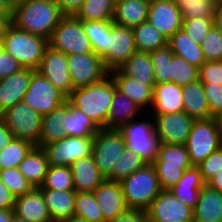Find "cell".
<instances>
[{"label": "cell", "instance_id": "1", "mask_svg": "<svg viewBox=\"0 0 222 222\" xmlns=\"http://www.w3.org/2000/svg\"><path fill=\"white\" fill-rule=\"evenodd\" d=\"M63 16L53 0H23L12 7L11 22L20 30L48 40Z\"/></svg>", "mask_w": 222, "mask_h": 222}, {"label": "cell", "instance_id": "2", "mask_svg": "<svg viewBox=\"0 0 222 222\" xmlns=\"http://www.w3.org/2000/svg\"><path fill=\"white\" fill-rule=\"evenodd\" d=\"M117 86L110 74L98 83L71 91L67 100L100 128L106 129L109 108Z\"/></svg>", "mask_w": 222, "mask_h": 222}, {"label": "cell", "instance_id": "3", "mask_svg": "<svg viewBox=\"0 0 222 222\" xmlns=\"http://www.w3.org/2000/svg\"><path fill=\"white\" fill-rule=\"evenodd\" d=\"M1 46L17 59L24 69L37 70L48 47V40L11 24L2 38Z\"/></svg>", "mask_w": 222, "mask_h": 222}, {"label": "cell", "instance_id": "4", "mask_svg": "<svg viewBox=\"0 0 222 222\" xmlns=\"http://www.w3.org/2000/svg\"><path fill=\"white\" fill-rule=\"evenodd\" d=\"M128 209L147 211L161 192L158 176L151 163L120 182Z\"/></svg>", "mask_w": 222, "mask_h": 222}, {"label": "cell", "instance_id": "5", "mask_svg": "<svg viewBox=\"0 0 222 222\" xmlns=\"http://www.w3.org/2000/svg\"><path fill=\"white\" fill-rule=\"evenodd\" d=\"M193 166L222 146V131L215 117L195 120L185 143Z\"/></svg>", "mask_w": 222, "mask_h": 222}, {"label": "cell", "instance_id": "6", "mask_svg": "<svg viewBox=\"0 0 222 222\" xmlns=\"http://www.w3.org/2000/svg\"><path fill=\"white\" fill-rule=\"evenodd\" d=\"M51 49L65 55L94 53L82 21L74 15H64L48 39Z\"/></svg>", "mask_w": 222, "mask_h": 222}, {"label": "cell", "instance_id": "7", "mask_svg": "<svg viewBox=\"0 0 222 222\" xmlns=\"http://www.w3.org/2000/svg\"><path fill=\"white\" fill-rule=\"evenodd\" d=\"M119 131L125 139L127 149L147 163H152L156 159L160 143L154 130V121H140V118H136L123 125Z\"/></svg>", "mask_w": 222, "mask_h": 222}, {"label": "cell", "instance_id": "8", "mask_svg": "<svg viewBox=\"0 0 222 222\" xmlns=\"http://www.w3.org/2000/svg\"><path fill=\"white\" fill-rule=\"evenodd\" d=\"M14 138L39 144L41 137L42 116L26 103L19 102L0 115Z\"/></svg>", "mask_w": 222, "mask_h": 222}, {"label": "cell", "instance_id": "9", "mask_svg": "<svg viewBox=\"0 0 222 222\" xmlns=\"http://www.w3.org/2000/svg\"><path fill=\"white\" fill-rule=\"evenodd\" d=\"M125 149V139L117 129L102 128L94 135L91 155L105 179L111 174L113 164H117Z\"/></svg>", "mask_w": 222, "mask_h": 222}, {"label": "cell", "instance_id": "10", "mask_svg": "<svg viewBox=\"0 0 222 222\" xmlns=\"http://www.w3.org/2000/svg\"><path fill=\"white\" fill-rule=\"evenodd\" d=\"M66 101L67 96L37 70L31 74L29 87L23 98L24 103L44 116Z\"/></svg>", "mask_w": 222, "mask_h": 222}, {"label": "cell", "instance_id": "11", "mask_svg": "<svg viewBox=\"0 0 222 222\" xmlns=\"http://www.w3.org/2000/svg\"><path fill=\"white\" fill-rule=\"evenodd\" d=\"M94 137L65 136L48 143L44 149L49 166H70L74 161L91 156Z\"/></svg>", "mask_w": 222, "mask_h": 222}, {"label": "cell", "instance_id": "12", "mask_svg": "<svg viewBox=\"0 0 222 222\" xmlns=\"http://www.w3.org/2000/svg\"><path fill=\"white\" fill-rule=\"evenodd\" d=\"M73 90L98 83L109 75L102 58L95 53L67 55Z\"/></svg>", "mask_w": 222, "mask_h": 222}, {"label": "cell", "instance_id": "13", "mask_svg": "<svg viewBox=\"0 0 222 222\" xmlns=\"http://www.w3.org/2000/svg\"><path fill=\"white\" fill-rule=\"evenodd\" d=\"M136 51L132 28L114 24L111 20V32L107 34L106 54L102 57L105 68L109 72L118 69Z\"/></svg>", "mask_w": 222, "mask_h": 222}, {"label": "cell", "instance_id": "14", "mask_svg": "<svg viewBox=\"0 0 222 222\" xmlns=\"http://www.w3.org/2000/svg\"><path fill=\"white\" fill-rule=\"evenodd\" d=\"M159 143L185 145L193 122L185 112L152 114Z\"/></svg>", "mask_w": 222, "mask_h": 222}, {"label": "cell", "instance_id": "15", "mask_svg": "<svg viewBox=\"0 0 222 222\" xmlns=\"http://www.w3.org/2000/svg\"><path fill=\"white\" fill-rule=\"evenodd\" d=\"M146 212L149 222L193 221V209L179 201L170 190L162 189Z\"/></svg>", "mask_w": 222, "mask_h": 222}, {"label": "cell", "instance_id": "16", "mask_svg": "<svg viewBox=\"0 0 222 222\" xmlns=\"http://www.w3.org/2000/svg\"><path fill=\"white\" fill-rule=\"evenodd\" d=\"M37 71L67 97L71 94L73 86L68 69L67 55L48 46Z\"/></svg>", "mask_w": 222, "mask_h": 222}, {"label": "cell", "instance_id": "17", "mask_svg": "<svg viewBox=\"0 0 222 222\" xmlns=\"http://www.w3.org/2000/svg\"><path fill=\"white\" fill-rule=\"evenodd\" d=\"M147 22L169 39L182 29L183 19L176 1L164 0L150 3Z\"/></svg>", "mask_w": 222, "mask_h": 222}, {"label": "cell", "instance_id": "18", "mask_svg": "<svg viewBox=\"0 0 222 222\" xmlns=\"http://www.w3.org/2000/svg\"><path fill=\"white\" fill-rule=\"evenodd\" d=\"M93 194L104 222H111L116 216L128 210L120 182L105 179Z\"/></svg>", "mask_w": 222, "mask_h": 222}, {"label": "cell", "instance_id": "19", "mask_svg": "<svg viewBox=\"0 0 222 222\" xmlns=\"http://www.w3.org/2000/svg\"><path fill=\"white\" fill-rule=\"evenodd\" d=\"M35 70L22 69L20 72L0 80V115L7 109L23 101L31 74Z\"/></svg>", "mask_w": 222, "mask_h": 222}, {"label": "cell", "instance_id": "20", "mask_svg": "<svg viewBox=\"0 0 222 222\" xmlns=\"http://www.w3.org/2000/svg\"><path fill=\"white\" fill-rule=\"evenodd\" d=\"M14 215L25 222H52L43 194L38 188L15 199Z\"/></svg>", "mask_w": 222, "mask_h": 222}, {"label": "cell", "instance_id": "21", "mask_svg": "<svg viewBox=\"0 0 222 222\" xmlns=\"http://www.w3.org/2000/svg\"><path fill=\"white\" fill-rule=\"evenodd\" d=\"M115 81L117 90L129 97L143 111L150 109L153 101V88L155 85H145V82L134 80L124 75L119 69L109 72Z\"/></svg>", "mask_w": 222, "mask_h": 222}, {"label": "cell", "instance_id": "22", "mask_svg": "<svg viewBox=\"0 0 222 222\" xmlns=\"http://www.w3.org/2000/svg\"><path fill=\"white\" fill-rule=\"evenodd\" d=\"M151 110L153 114L183 111L182 87L172 82L156 83L153 88Z\"/></svg>", "mask_w": 222, "mask_h": 222}, {"label": "cell", "instance_id": "23", "mask_svg": "<svg viewBox=\"0 0 222 222\" xmlns=\"http://www.w3.org/2000/svg\"><path fill=\"white\" fill-rule=\"evenodd\" d=\"M70 168L75 192H93L105 180L92 155L74 161Z\"/></svg>", "mask_w": 222, "mask_h": 222}, {"label": "cell", "instance_id": "24", "mask_svg": "<svg viewBox=\"0 0 222 222\" xmlns=\"http://www.w3.org/2000/svg\"><path fill=\"white\" fill-rule=\"evenodd\" d=\"M206 185L198 166L184 170L181 179L169 190L184 205L195 208L201 189Z\"/></svg>", "mask_w": 222, "mask_h": 222}, {"label": "cell", "instance_id": "25", "mask_svg": "<svg viewBox=\"0 0 222 222\" xmlns=\"http://www.w3.org/2000/svg\"><path fill=\"white\" fill-rule=\"evenodd\" d=\"M194 222H222V192L205 185L193 209Z\"/></svg>", "mask_w": 222, "mask_h": 222}, {"label": "cell", "instance_id": "26", "mask_svg": "<svg viewBox=\"0 0 222 222\" xmlns=\"http://www.w3.org/2000/svg\"><path fill=\"white\" fill-rule=\"evenodd\" d=\"M44 197L52 222H59L74 217L75 196L74 190L56 191L39 189Z\"/></svg>", "mask_w": 222, "mask_h": 222}, {"label": "cell", "instance_id": "27", "mask_svg": "<svg viewBox=\"0 0 222 222\" xmlns=\"http://www.w3.org/2000/svg\"><path fill=\"white\" fill-rule=\"evenodd\" d=\"M148 0H116L113 23L134 28L147 21Z\"/></svg>", "mask_w": 222, "mask_h": 222}, {"label": "cell", "instance_id": "28", "mask_svg": "<svg viewBox=\"0 0 222 222\" xmlns=\"http://www.w3.org/2000/svg\"><path fill=\"white\" fill-rule=\"evenodd\" d=\"M144 113L129 97L116 90L109 108L106 129L119 130L123 125Z\"/></svg>", "mask_w": 222, "mask_h": 222}, {"label": "cell", "instance_id": "29", "mask_svg": "<svg viewBox=\"0 0 222 222\" xmlns=\"http://www.w3.org/2000/svg\"><path fill=\"white\" fill-rule=\"evenodd\" d=\"M182 100L183 112L194 120L211 117L203 84L199 79L182 87Z\"/></svg>", "mask_w": 222, "mask_h": 222}, {"label": "cell", "instance_id": "30", "mask_svg": "<svg viewBox=\"0 0 222 222\" xmlns=\"http://www.w3.org/2000/svg\"><path fill=\"white\" fill-rule=\"evenodd\" d=\"M48 167V158L44 149L34 146L17 168L34 188H38L44 182Z\"/></svg>", "mask_w": 222, "mask_h": 222}, {"label": "cell", "instance_id": "31", "mask_svg": "<svg viewBox=\"0 0 222 222\" xmlns=\"http://www.w3.org/2000/svg\"><path fill=\"white\" fill-rule=\"evenodd\" d=\"M168 45L174 55L184 58L198 69L206 62L201 45L194 42L184 29H180L172 35L168 39Z\"/></svg>", "mask_w": 222, "mask_h": 222}, {"label": "cell", "instance_id": "32", "mask_svg": "<svg viewBox=\"0 0 222 222\" xmlns=\"http://www.w3.org/2000/svg\"><path fill=\"white\" fill-rule=\"evenodd\" d=\"M66 136L94 137L100 128L87 115L66 101V117L62 125Z\"/></svg>", "mask_w": 222, "mask_h": 222}, {"label": "cell", "instance_id": "33", "mask_svg": "<svg viewBox=\"0 0 222 222\" xmlns=\"http://www.w3.org/2000/svg\"><path fill=\"white\" fill-rule=\"evenodd\" d=\"M118 69L136 81L145 82V85L156 84L150 53L136 51Z\"/></svg>", "mask_w": 222, "mask_h": 222}, {"label": "cell", "instance_id": "34", "mask_svg": "<svg viewBox=\"0 0 222 222\" xmlns=\"http://www.w3.org/2000/svg\"><path fill=\"white\" fill-rule=\"evenodd\" d=\"M66 117V102L49 114L42 116L41 137L38 147H43L48 143L56 142L66 136L64 128V118Z\"/></svg>", "mask_w": 222, "mask_h": 222}, {"label": "cell", "instance_id": "35", "mask_svg": "<svg viewBox=\"0 0 222 222\" xmlns=\"http://www.w3.org/2000/svg\"><path fill=\"white\" fill-rule=\"evenodd\" d=\"M132 30L135 47L139 52L150 53L168 44V39L147 21Z\"/></svg>", "mask_w": 222, "mask_h": 222}, {"label": "cell", "instance_id": "36", "mask_svg": "<svg viewBox=\"0 0 222 222\" xmlns=\"http://www.w3.org/2000/svg\"><path fill=\"white\" fill-rule=\"evenodd\" d=\"M116 0H85L75 15L81 21L113 20Z\"/></svg>", "mask_w": 222, "mask_h": 222}, {"label": "cell", "instance_id": "37", "mask_svg": "<svg viewBox=\"0 0 222 222\" xmlns=\"http://www.w3.org/2000/svg\"><path fill=\"white\" fill-rule=\"evenodd\" d=\"M152 165L192 167L185 145L159 144L156 159Z\"/></svg>", "mask_w": 222, "mask_h": 222}, {"label": "cell", "instance_id": "38", "mask_svg": "<svg viewBox=\"0 0 222 222\" xmlns=\"http://www.w3.org/2000/svg\"><path fill=\"white\" fill-rule=\"evenodd\" d=\"M148 164L144 159L129 149L119 156L117 164H113L111 174L106 178L110 181L121 182L129 177L132 173L142 169Z\"/></svg>", "mask_w": 222, "mask_h": 222}, {"label": "cell", "instance_id": "39", "mask_svg": "<svg viewBox=\"0 0 222 222\" xmlns=\"http://www.w3.org/2000/svg\"><path fill=\"white\" fill-rule=\"evenodd\" d=\"M33 147L29 141L13 138L8 145L0 149V170L17 168Z\"/></svg>", "mask_w": 222, "mask_h": 222}, {"label": "cell", "instance_id": "40", "mask_svg": "<svg viewBox=\"0 0 222 222\" xmlns=\"http://www.w3.org/2000/svg\"><path fill=\"white\" fill-rule=\"evenodd\" d=\"M82 27L90 39L93 52L102 58L106 54L107 34L111 32V20L82 21Z\"/></svg>", "mask_w": 222, "mask_h": 222}, {"label": "cell", "instance_id": "41", "mask_svg": "<svg viewBox=\"0 0 222 222\" xmlns=\"http://www.w3.org/2000/svg\"><path fill=\"white\" fill-rule=\"evenodd\" d=\"M181 10L182 19L199 17L200 19H214L217 0H175Z\"/></svg>", "mask_w": 222, "mask_h": 222}, {"label": "cell", "instance_id": "42", "mask_svg": "<svg viewBox=\"0 0 222 222\" xmlns=\"http://www.w3.org/2000/svg\"><path fill=\"white\" fill-rule=\"evenodd\" d=\"M74 217L87 222H104L93 192H76Z\"/></svg>", "mask_w": 222, "mask_h": 222}, {"label": "cell", "instance_id": "43", "mask_svg": "<svg viewBox=\"0 0 222 222\" xmlns=\"http://www.w3.org/2000/svg\"><path fill=\"white\" fill-rule=\"evenodd\" d=\"M38 189L74 190L70 166H49L44 182Z\"/></svg>", "mask_w": 222, "mask_h": 222}, {"label": "cell", "instance_id": "44", "mask_svg": "<svg viewBox=\"0 0 222 222\" xmlns=\"http://www.w3.org/2000/svg\"><path fill=\"white\" fill-rule=\"evenodd\" d=\"M171 82L183 87L199 79V69L184 58L172 55L170 63Z\"/></svg>", "mask_w": 222, "mask_h": 222}, {"label": "cell", "instance_id": "45", "mask_svg": "<svg viewBox=\"0 0 222 222\" xmlns=\"http://www.w3.org/2000/svg\"><path fill=\"white\" fill-rule=\"evenodd\" d=\"M172 55L173 53L168 44L150 52L156 83L171 82L170 63L172 61Z\"/></svg>", "mask_w": 222, "mask_h": 222}, {"label": "cell", "instance_id": "46", "mask_svg": "<svg viewBox=\"0 0 222 222\" xmlns=\"http://www.w3.org/2000/svg\"><path fill=\"white\" fill-rule=\"evenodd\" d=\"M0 179L16 198L34 189L33 185L21 174L18 168L0 170Z\"/></svg>", "mask_w": 222, "mask_h": 222}, {"label": "cell", "instance_id": "47", "mask_svg": "<svg viewBox=\"0 0 222 222\" xmlns=\"http://www.w3.org/2000/svg\"><path fill=\"white\" fill-rule=\"evenodd\" d=\"M200 45L206 61H222V33L215 26Z\"/></svg>", "mask_w": 222, "mask_h": 222}, {"label": "cell", "instance_id": "48", "mask_svg": "<svg viewBox=\"0 0 222 222\" xmlns=\"http://www.w3.org/2000/svg\"><path fill=\"white\" fill-rule=\"evenodd\" d=\"M213 26L214 19H200L196 17L183 19L182 29L185 30L194 42L201 44Z\"/></svg>", "mask_w": 222, "mask_h": 222}, {"label": "cell", "instance_id": "49", "mask_svg": "<svg viewBox=\"0 0 222 222\" xmlns=\"http://www.w3.org/2000/svg\"><path fill=\"white\" fill-rule=\"evenodd\" d=\"M161 189L169 190L181 179L184 170L190 167H172L165 165H153Z\"/></svg>", "mask_w": 222, "mask_h": 222}, {"label": "cell", "instance_id": "50", "mask_svg": "<svg viewBox=\"0 0 222 222\" xmlns=\"http://www.w3.org/2000/svg\"><path fill=\"white\" fill-rule=\"evenodd\" d=\"M202 179L207 183L216 173L222 171V146L198 165Z\"/></svg>", "mask_w": 222, "mask_h": 222}, {"label": "cell", "instance_id": "51", "mask_svg": "<svg viewBox=\"0 0 222 222\" xmlns=\"http://www.w3.org/2000/svg\"><path fill=\"white\" fill-rule=\"evenodd\" d=\"M199 80L202 84L222 85V61H206L199 68Z\"/></svg>", "mask_w": 222, "mask_h": 222}, {"label": "cell", "instance_id": "52", "mask_svg": "<svg viewBox=\"0 0 222 222\" xmlns=\"http://www.w3.org/2000/svg\"><path fill=\"white\" fill-rule=\"evenodd\" d=\"M203 88L211 117H215L222 110V85L215 83L203 84Z\"/></svg>", "mask_w": 222, "mask_h": 222}, {"label": "cell", "instance_id": "53", "mask_svg": "<svg viewBox=\"0 0 222 222\" xmlns=\"http://www.w3.org/2000/svg\"><path fill=\"white\" fill-rule=\"evenodd\" d=\"M24 69L19 61L3 48L0 49V80Z\"/></svg>", "mask_w": 222, "mask_h": 222}, {"label": "cell", "instance_id": "54", "mask_svg": "<svg viewBox=\"0 0 222 222\" xmlns=\"http://www.w3.org/2000/svg\"><path fill=\"white\" fill-rule=\"evenodd\" d=\"M111 222H149L144 210L128 209L124 214L116 216Z\"/></svg>", "mask_w": 222, "mask_h": 222}, {"label": "cell", "instance_id": "55", "mask_svg": "<svg viewBox=\"0 0 222 222\" xmlns=\"http://www.w3.org/2000/svg\"><path fill=\"white\" fill-rule=\"evenodd\" d=\"M63 15H76L85 0H53Z\"/></svg>", "mask_w": 222, "mask_h": 222}, {"label": "cell", "instance_id": "56", "mask_svg": "<svg viewBox=\"0 0 222 222\" xmlns=\"http://www.w3.org/2000/svg\"><path fill=\"white\" fill-rule=\"evenodd\" d=\"M16 197L0 179V210L14 209Z\"/></svg>", "mask_w": 222, "mask_h": 222}, {"label": "cell", "instance_id": "57", "mask_svg": "<svg viewBox=\"0 0 222 222\" xmlns=\"http://www.w3.org/2000/svg\"><path fill=\"white\" fill-rule=\"evenodd\" d=\"M14 138L7 125L0 119V149L8 145Z\"/></svg>", "mask_w": 222, "mask_h": 222}, {"label": "cell", "instance_id": "58", "mask_svg": "<svg viewBox=\"0 0 222 222\" xmlns=\"http://www.w3.org/2000/svg\"><path fill=\"white\" fill-rule=\"evenodd\" d=\"M210 188L218 190L219 192H222V171L219 173H216L215 176H213L207 183Z\"/></svg>", "mask_w": 222, "mask_h": 222}, {"label": "cell", "instance_id": "59", "mask_svg": "<svg viewBox=\"0 0 222 222\" xmlns=\"http://www.w3.org/2000/svg\"><path fill=\"white\" fill-rule=\"evenodd\" d=\"M11 24V15H0V42Z\"/></svg>", "mask_w": 222, "mask_h": 222}, {"label": "cell", "instance_id": "60", "mask_svg": "<svg viewBox=\"0 0 222 222\" xmlns=\"http://www.w3.org/2000/svg\"><path fill=\"white\" fill-rule=\"evenodd\" d=\"M214 26L222 33V6L220 5L216 8Z\"/></svg>", "mask_w": 222, "mask_h": 222}, {"label": "cell", "instance_id": "61", "mask_svg": "<svg viewBox=\"0 0 222 222\" xmlns=\"http://www.w3.org/2000/svg\"><path fill=\"white\" fill-rule=\"evenodd\" d=\"M14 215V209L0 210V222H11Z\"/></svg>", "mask_w": 222, "mask_h": 222}, {"label": "cell", "instance_id": "62", "mask_svg": "<svg viewBox=\"0 0 222 222\" xmlns=\"http://www.w3.org/2000/svg\"><path fill=\"white\" fill-rule=\"evenodd\" d=\"M12 8L5 0H0V15H11Z\"/></svg>", "mask_w": 222, "mask_h": 222}, {"label": "cell", "instance_id": "63", "mask_svg": "<svg viewBox=\"0 0 222 222\" xmlns=\"http://www.w3.org/2000/svg\"><path fill=\"white\" fill-rule=\"evenodd\" d=\"M215 119L217 121V124L222 131V110L215 116Z\"/></svg>", "mask_w": 222, "mask_h": 222}, {"label": "cell", "instance_id": "64", "mask_svg": "<svg viewBox=\"0 0 222 222\" xmlns=\"http://www.w3.org/2000/svg\"><path fill=\"white\" fill-rule=\"evenodd\" d=\"M59 222H87V221H84L83 219H79V218H76V217H72L70 219L62 220V221H59Z\"/></svg>", "mask_w": 222, "mask_h": 222}, {"label": "cell", "instance_id": "65", "mask_svg": "<svg viewBox=\"0 0 222 222\" xmlns=\"http://www.w3.org/2000/svg\"><path fill=\"white\" fill-rule=\"evenodd\" d=\"M9 5L10 7L12 8L13 6L21 3L23 0H5Z\"/></svg>", "mask_w": 222, "mask_h": 222}, {"label": "cell", "instance_id": "66", "mask_svg": "<svg viewBox=\"0 0 222 222\" xmlns=\"http://www.w3.org/2000/svg\"><path fill=\"white\" fill-rule=\"evenodd\" d=\"M11 222H25L23 219L17 217L16 215H13Z\"/></svg>", "mask_w": 222, "mask_h": 222}, {"label": "cell", "instance_id": "67", "mask_svg": "<svg viewBox=\"0 0 222 222\" xmlns=\"http://www.w3.org/2000/svg\"><path fill=\"white\" fill-rule=\"evenodd\" d=\"M158 1H164V0H148L149 3L158 2Z\"/></svg>", "mask_w": 222, "mask_h": 222}, {"label": "cell", "instance_id": "68", "mask_svg": "<svg viewBox=\"0 0 222 222\" xmlns=\"http://www.w3.org/2000/svg\"><path fill=\"white\" fill-rule=\"evenodd\" d=\"M218 5L222 6V0H217Z\"/></svg>", "mask_w": 222, "mask_h": 222}]
</instances>
